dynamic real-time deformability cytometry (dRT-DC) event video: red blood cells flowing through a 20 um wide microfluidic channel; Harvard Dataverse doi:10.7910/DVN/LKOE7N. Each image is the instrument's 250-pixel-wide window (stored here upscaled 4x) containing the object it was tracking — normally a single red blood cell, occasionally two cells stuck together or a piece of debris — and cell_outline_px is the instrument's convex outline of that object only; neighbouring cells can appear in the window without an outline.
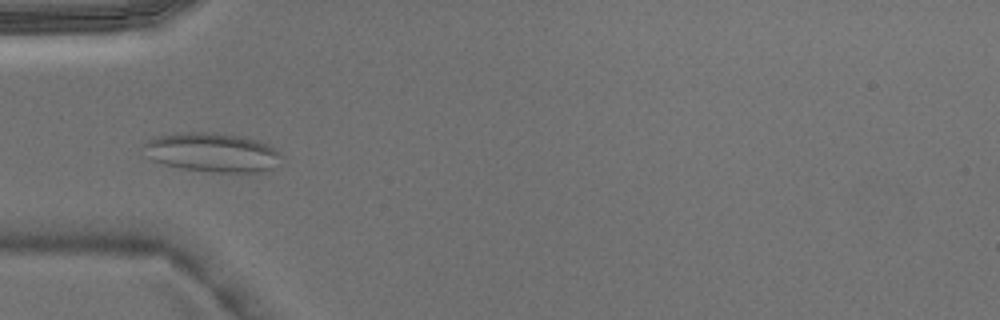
{"species": "Egyptian fruit bat (a non-hibernating species)", "species_latin": "Rousettus aegyptiacus", "temperature_condition": "warm", "stored_images_in_passage": 2, "camera_frame_rate_fps": 3000, "um_per_image_px": 0.085, "animal": {"sex": "male"}, "frame": {"image": 1, "passage_image": 1, "time_ms": 0.0, "image_size_px": [1000, 320], "cell_outline_px": [[284, 156], [272, 168], [260, 172], [216, 172], [180, 168], [164, 164], [152, 160], [144, 144], [152, 136], [176, 132], [212, 132], [244, 136], [268, 144], [280, 152]], "centroid_in_image_um": [18.06, 12.93], "position_along_channel_um": 66.9, "area_um2": 31.5}}